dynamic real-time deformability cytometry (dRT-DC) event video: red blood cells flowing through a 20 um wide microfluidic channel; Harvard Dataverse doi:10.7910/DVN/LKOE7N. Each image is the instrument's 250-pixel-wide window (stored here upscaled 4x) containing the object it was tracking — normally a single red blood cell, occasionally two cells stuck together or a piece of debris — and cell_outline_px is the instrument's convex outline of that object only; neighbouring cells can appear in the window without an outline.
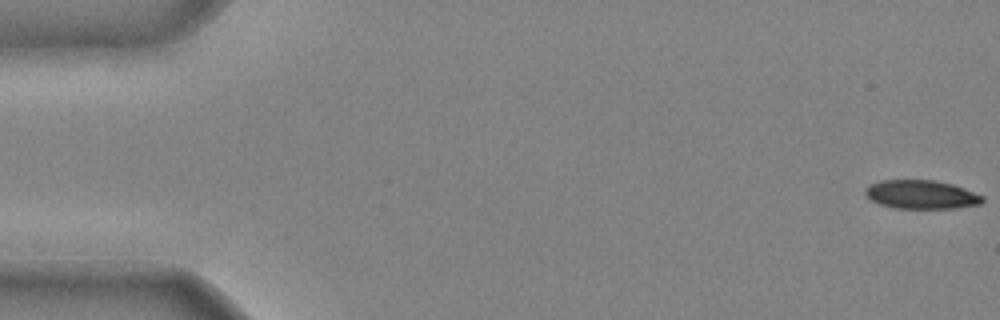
{"species": "common noctule bat (a hibernating species)", "species_latin": "Nyctalus noctula", "temperature_condition": "cold", "stored_images_in_passage": 43, "camera_frame_rate_fps": 3000, "um_per_image_px": 0.085, "animal": {"sex": "male", "body_mass_g": 20.4}, "frame": {"image": 1, "passage_image": 1, "time_ms": 0.0, "image_size_px": [1000, 320], "cell_outline_px": [[984, 200], [980, 204], [952, 208], [896, 208], [880, 204], [872, 200], [864, 192], [864, 188], [868, 184], [880, 180], [932, 180], [952, 184], [964, 188], [984, 196]], "centroid_in_image_um": [78.29, 16.52], "position_along_channel_um": 6.7, "area_um2": 19.54}}
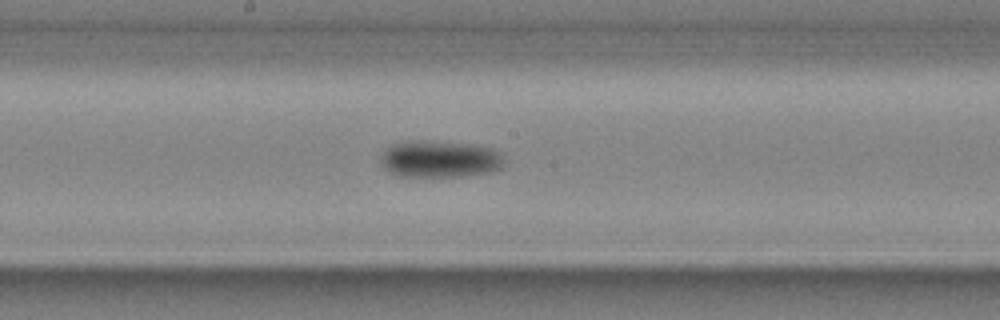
{"frame": {"image": 2, "passage_image": 24, "time_ms": 7.667, "image_size_px": [1000, 320], "cell_outline_px": [[504, 164], [496, 172], [464, 176], [404, 176], [392, 172], [384, 168], [380, 160], [384, 148], [392, 144], [408, 140], [424, 140], [472, 144], [492, 148], [500, 152], [504, 156]], "centroid_in_image_um": [37.42, 13.5], "position_along_channel_um": 210.8, "area_um2": 26.93}}
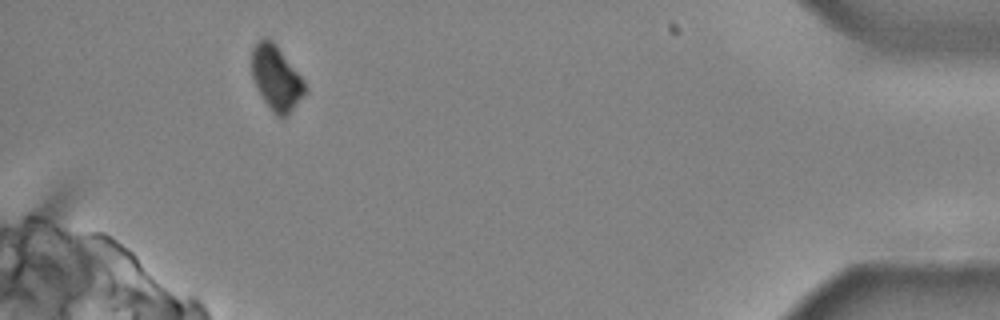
{"frame": {"image": 3, "passage_image": 41, "time_ms": 13.333, "image_size_px": [1000, 320], "cell_outline_px": [[308, 92], [288, 116], [276, 116], [268, 108], [252, 76], [252, 48], [264, 36], [268, 36], [276, 44], [304, 80], [308, 88]], "centroid_in_image_um": [23.52, 6.64], "position_along_channel_um": 411.7, "area_um2": 20.23}}